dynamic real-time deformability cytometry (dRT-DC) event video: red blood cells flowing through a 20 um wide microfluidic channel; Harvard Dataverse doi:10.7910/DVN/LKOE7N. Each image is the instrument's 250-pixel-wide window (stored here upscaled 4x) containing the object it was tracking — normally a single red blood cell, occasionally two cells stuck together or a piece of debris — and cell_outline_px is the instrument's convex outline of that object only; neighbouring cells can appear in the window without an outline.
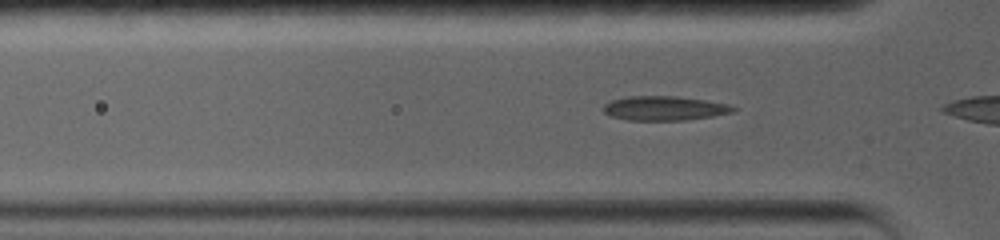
{"species": "common noctule bat (a hibernating species)", "species_latin": "Nyctalus noctula", "temperature_condition": "warm", "stored_images_in_passage": 8, "camera_frame_rate_fps": 5000, "um_per_image_px": 0.085, "animal": {"sex": "female", "body_mass_g": 19.0, "forearm_length_mm": 56.7}, "frame": {"image": 1, "passage_image": 6, "time_ms": 1.0, "image_size_px": [1000, 240], "cell_outline_px": [[736, 112], [712, 116], [684, 120], [628, 120], [612, 116], [604, 112], [604, 104], [612, 100], [628, 96], [676, 96], [704, 100], [728, 104], [736, 108]], "centroid_in_image_um": [56.49, 9.2], "position_along_channel_um": 69.3, "area_um2": 18.26}}